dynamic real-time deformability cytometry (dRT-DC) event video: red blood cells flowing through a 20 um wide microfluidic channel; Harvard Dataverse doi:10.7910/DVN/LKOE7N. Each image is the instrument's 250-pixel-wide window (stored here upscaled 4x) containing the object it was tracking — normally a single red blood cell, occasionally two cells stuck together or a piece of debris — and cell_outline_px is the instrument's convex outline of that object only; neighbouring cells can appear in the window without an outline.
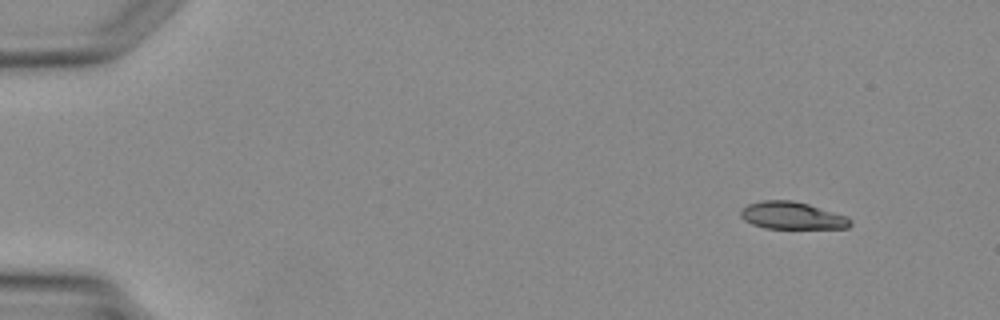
{"species": "Egyptian fruit bat (a non-hibernating species)", "species_latin": "Rousettus aegyptiacus", "temperature_condition": "warm", "stored_images_in_passage": 3, "camera_frame_rate_fps": 3000, "um_per_image_px": 0.085, "animal": {"sex": "female"}, "frame": {"image": 1, "passage_image": 1, "time_ms": 0.0, "image_size_px": [1000, 320], "cell_outline_px": [[852, 224], [848, 228], [764, 228], [752, 224], [744, 220], [740, 216], [740, 212], [748, 204], [764, 200], [792, 200], [808, 204], [848, 216], [852, 220]], "centroid_in_image_um": [67.35, 18.33], "position_along_channel_um": 17.6, "area_um2": 17.46}}